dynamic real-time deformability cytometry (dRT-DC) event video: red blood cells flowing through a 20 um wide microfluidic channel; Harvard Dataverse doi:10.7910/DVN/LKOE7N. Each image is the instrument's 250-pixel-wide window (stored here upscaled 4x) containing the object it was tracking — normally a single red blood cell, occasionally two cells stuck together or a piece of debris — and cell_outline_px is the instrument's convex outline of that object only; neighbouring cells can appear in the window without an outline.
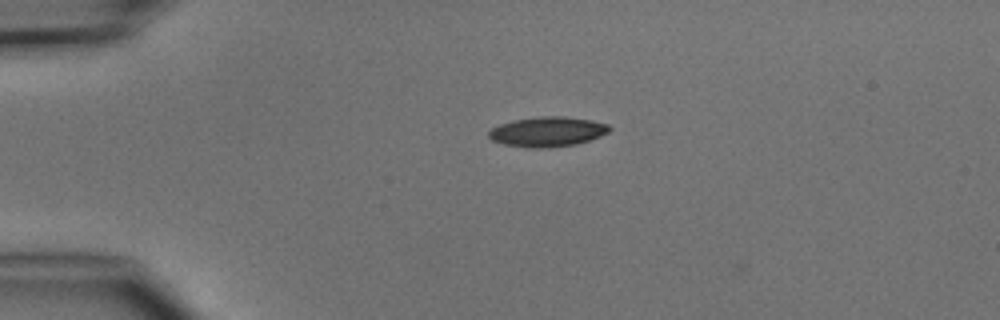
{"species": "common noctule bat (a hibernating species)", "species_latin": "Nyctalus noctula", "temperature_condition": "cold", "stored_images_in_passage": 3, "camera_frame_rate_fps": 3000, "um_per_image_px": 0.085, "animal": {"sex": "male", "body_mass_g": 15.6}, "frame": {"image": 1, "passage_image": 2, "time_ms": 2.0, "image_size_px": [1000, 320], "cell_outline_px": [[612, 128], [608, 132], [600, 136], [576, 144], [548, 148], [528, 148], [504, 144], [492, 140], [488, 136], [488, 132], [492, 128], [500, 124], [512, 120], [540, 116], [564, 116], [592, 120], [608, 124]], "centroid_in_image_um": [46.53, 11.19], "position_along_channel_um": 38.5, "area_um2": 21.1}}